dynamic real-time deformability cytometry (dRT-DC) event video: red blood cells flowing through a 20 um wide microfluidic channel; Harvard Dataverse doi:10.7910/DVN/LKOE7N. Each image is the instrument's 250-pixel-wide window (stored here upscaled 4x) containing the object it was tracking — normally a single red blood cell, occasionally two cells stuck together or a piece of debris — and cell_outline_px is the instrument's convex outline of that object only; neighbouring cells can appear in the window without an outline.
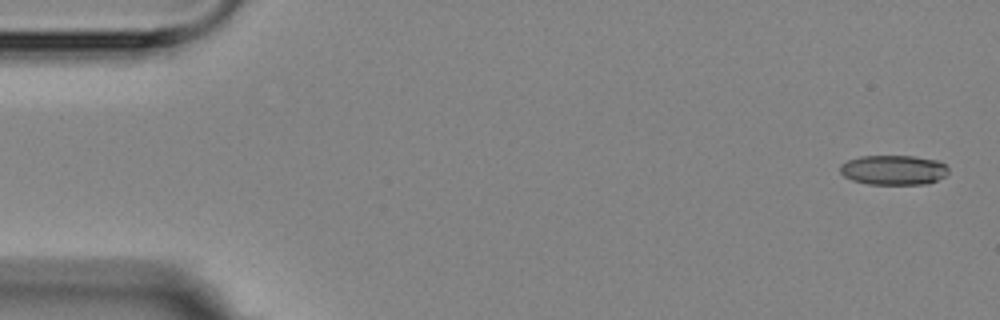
{"species": "Egyptian fruit bat (a non-hibernating species)", "species_latin": "Rousettus aegyptiacus", "temperature_condition": "room temperature", "stored_images_in_passage": 5, "camera_frame_rate_fps": 3000, "um_per_image_px": 0.085, "animal": {"sex": "female"}, "frame": {"image": 1, "passage_image": 1, "time_ms": 0.0, "image_size_px": [1000, 320], "cell_outline_px": [[948, 172], [944, 176], [928, 184], [868, 184], [852, 180], [844, 176], [840, 172], [840, 164], [848, 160], [860, 156], [912, 156], [940, 160], [948, 168]], "centroid_in_image_um": [75.95, 14.44], "position_along_channel_um": 9.1, "area_um2": 18.84}}
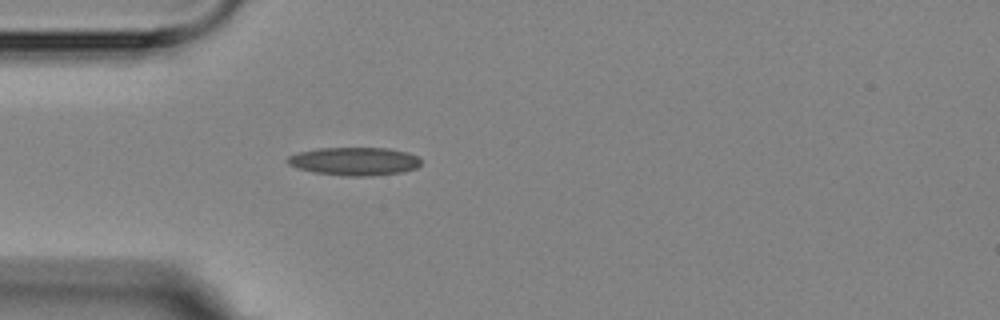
{"frame": {"image": 2, "passage_image": 5, "time_ms": 4.667, "image_size_px": [1000, 320], "cell_outline_px": [[420, 164], [416, 168], [400, 172], [372, 176], [348, 176], [316, 172], [300, 168], [288, 164], [284, 160], [288, 156], [296, 152], [316, 148], [388, 148], [408, 152], [420, 156]], "centroid_in_image_um": [30.13, 13.69], "position_along_channel_um": 54.9, "area_um2": 21.96}}